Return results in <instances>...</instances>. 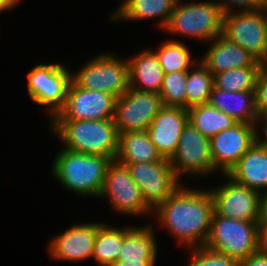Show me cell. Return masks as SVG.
<instances>
[{
  "label": "cell",
  "mask_w": 267,
  "mask_h": 266,
  "mask_svg": "<svg viewBox=\"0 0 267 266\" xmlns=\"http://www.w3.org/2000/svg\"><path fill=\"white\" fill-rule=\"evenodd\" d=\"M214 211L210 190L186 188L181 184L152 215L184 246L198 248L208 240Z\"/></svg>",
  "instance_id": "cell-1"
},
{
  "label": "cell",
  "mask_w": 267,
  "mask_h": 266,
  "mask_svg": "<svg viewBox=\"0 0 267 266\" xmlns=\"http://www.w3.org/2000/svg\"><path fill=\"white\" fill-rule=\"evenodd\" d=\"M50 124L58 139L64 143L63 148L116 160L119 133L113 119L52 120Z\"/></svg>",
  "instance_id": "cell-2"
},
{
  "label": "cell",
  "mask_w": 267,
  "mask_h": 266,
  "mask_svg": "<svg viewBox=\"0 0 267 266\" xmlns=\"http://www.w3.org/2000/svg\"><path fill=\"white\" fill-rule=\"evenodd\" d=\"M112 159L62 147L52 164V176L67 190L82 196H100Z\"/></svg>",
  "instance_id": "cell-3"
},
{
  "label": "cell",
  "mask_w": 267,
  "mask_h": 266,
  "mask_svg": "<svg viewBox=\"0 0 267 266\" xmlns=\"http://www.w3.org/2000/svg\"><path fill=\"white\" fill-rule=\"evenodd\" d=\"M204 246L240 263L259 250L258 221H239L214 211Z\"/></svg>",
  "instance_id": "cell-4"
},
{
  "label": "cell",
  "mask_w": 267,
  "mask_h": 266,
  "mask_svg": "<svg viewBox=\"0 0 267 266\" xmlns=\"http://www.w3.org/2000/svg\"><path fill=\"white\" fill-rule=\"evenodd\" d=\"M180 1L177 0L163 30L169 34L171 32L188 38H197L207 43L222 34L223 13L214 2L210 0L181 4Z\"/></svg>",
  "instance_id": "cell-5"
},
{
  "label": "cell",
  "mask_w": 267,
  "mask_h": 266,
  "mask_svg": "<svg viewBox=\"0 0 267 266\" xmlns=\"http://www.w3.org/2000/svg\"><path fill=\"white\" fill-rule=\"evenodd\" d=\"M71 80L77 86L105 92L117 99L130 87L127 59L103 52L72 73Z\"/></svg>",
  "instance_id": "cell-6"
},
{
  "label": "cell",
  "mask_w": 267,
  "mask_h": 266,
  "mask_svg": "<svg viewBox=\"0 0 267 266\" xmlns=\"http://www.w3.org/2000/svg\"><path fill=\"white\" fill-rule=\"evenodd\" d=\"M72 72L61 63L38 64L27 74V91L36 105L47 107L52 119L63 108Z\"/></svg>",
  "instance_id": "cell-7"
},
{
  "label": "cell",
  "mask_w": 267,
  "mask_h": 266,
  "mask_svg": "<svg viewBox=\"0 0 267 266\" xmlns=\"http://www.w3.org/2000/svg\"><path fill=\"white\" fill-rule=\"evenodd\" d=\"M222 35L260 62L267 51L265 7L223 14Z\"/></svg>",
  "instance_id": "cell-8"
},
{
  "label": "cell",
  "mask_w": 267,
  "mask_h": 266,
  "mask_svg": "<svg viewBox=\"0 0 267 266\" xmlns=\"http://www.w3.org/2000/svg\"><path fill=\"white\" fill-rule=\"evenodd\" d=\"M127 165L131 177L140 188L145 204L154 211L180 185L169 159L156 162L121 163Z\"/></svg>",
  "instance_id": "cell-9"
},
{
  "label": "cell",
  "mask_w": 267,
  "mask_h": 266,
  "mask_svg": "<svg viewBox=\"0 0 267 266\" xmlns=\"http://www.w3.org/2000/svg\"><path fill=\"white\" fill-rule=\"evenodd\" d=\"M162 107L159 94L137 91L129 87L115 101L113 120L118 133L147 131Z\"/></svg>",
  "instance_id": "cell-10"
},
{
  "label": "cell",
  "mask_w": 267,
  "mask_h": 266,
  "mask_svg": "<svg viewBox=\"0 0 267 266\" xmlns=\"http://www.w3.org/2000/svg\"><path fill=\"white\" fill-rule=\"evenodd\" d=\"M99 197L107 198L112 209L122 214L138 216L153 212L145 204L141 190L133 181L127 165L117 160H112L109 164Z\"/></svg>",
  "instance_id": "cell-11"
},
{
  "label": "cell",
  "mask_w": 267,
  "mask_h": 266,
  "mask_svg": "<svg viewBox=\"0 0 267 266\" xmlns=\"http://www.w3.org/2000/svg\"><path fill=\"white\" fill-rule=\"evenodd\" d=\"M176 176H205L214 172L211 141L190 122L184 127L175 154L169 160ZM194 174V175H193Z\"/></svg>",
  "instance_id": "cell-12"
},
{
  "label": "cell",
  "mask_w": 267,
  "mask_h": 266,
  "mask_svg": "<svg viewBox=\"0 0 267 266\" xmlns=\"http://www.w3.org/2000/svg\"><path fill=\"white\" fill-rule=\"evenodd\" d=\"M116 98L105 92L77 86L72 80L63 108L52 120L113 119Z\"/></svg>",
  "instance_id": "cell-13"
},
{
  "label": "cell",
  "mask_w": 267,
  "mask_h": 266,
  "mask_svg": "<svg viewBox=\"0 0 267 266\" xmlns=\"http://www.w3.org/2000/svg\"><path fill=\"white\" fill-rule=\"evenodd\" d=\"M257 125L236 123L213 136L211 154L214 171L228 174L239 159L257 141Z\"/></svg>",
  "instance_id": "cell-14"
},
{
  "label": "cell",
  "mask_w": 267,
  "mask_h": 266,
  "mask_svg": "<svg viewBox=\"0 0 267 266\" xmlns=\"http://www.w3.org/2000/svg\"><path fill=\"white\" fill-rule=\"evenodd\" d=\"M223 186L210 190L215 211L226 218L239 221H258L260 193L238 184L227 174Z\"/></svg>",
  "instance_id": "cell-15"
},
{
  "label": "cell",
  "mask_w": 267,
  "mask_h": 266,
  "mask_svg": "<svg viewBox=\"0 0 267 266\" xmlns=\"http://www.w3.org/2000/svg\"><path fill=\"white\" fill-rule=\"evenodd\" d=\"M103 223L93 222L75 224L64 233L53 238L49 254L53 260L80 262L92 257L94 241L98 228Z\"/></svg>",
  "instance_id": "cell-16"
},
{
  "label": "cell",
  "mask_w": 267,
  "mask_h": 266,
  "mask_svg": "<svg viewBox=\"0 0 267 266\" xmlns=\"http://www.w3.org/2000/svg\"><path fill=\"white\" fill-rule=\"evenodd\" d=\"M189 122L188 110L163 106L148 127L147 133L162 158L171 159L179 138Z\"/></svg>",
  "instance_id": "cell-17"
},
{
  "label": "cell",
  "mask_w": 267,
  "mask_h": 266,
  "mask_svg": "<svg viewBox=\"0 0 267 266\" xmlns=\"http://www.w3.org/2000/svg\"><path fill=\"white\" fill-rule=\"evenodd\" d=\"M210 43L208 51L200 61L213 76L233 68L260 67V62L249 52L222 34Z\"/></svg>",
  "instance_id": "cell-18"
},
{
  "label": "cell",
  "mask_w": 267,
  "mask_h": 266,
  "mask_svg": "<svg viewBox=\"0 0 267 266\" xmlns=\"http://www.w3.org/2000/svg\"><path fill=\"white\" fill-rule=\"evenodd\" d=\"M127 62L130 88L142 92L160 93L164 72L154 50L145 49L127 59Z\"/></svg>",
  "instance_id": "cell-19"
},
{
  "label": "cell",
  "mask_w": 267,
  "mask_h": 266,
  "mask_svg": "<svg viewBox=\"0 0 267 266\" xmlns=\"http://www.w3.org/2000/svg\"><path fill=\"white\" fill-rule=\"evenodd\" d=\"M227 175L259 193L267 191V153L264 148L256 141Z\"/></svg>",
  "instance_id": "cell-20"
},
{
  "label": "cell",
  "mask_w": 267,
  "mask_h": 266,
  "mask_svg": "<svg viewBox=\"0 0 267 266\" xmlns=\"http://www.w3.org/2000/svg\"><path fill=\"white\" fill-rule=\"evenodd\" d=\"M232 117L237 123L256 125L260 116L256 109L255 91L230 92L213 86L208 102Z\"/></svg>",
  "instance_id": "cell-21"
},
{
  "label": "cell",
  "mask_w": 267,
  "mask_h": 266,
  "mask_svg": "<svg viewBox=\"0 0 267 266\" xmlns=\"http://www.w3.org/2000/svg\"><path fill=\"white\" fill-rule=\"evenodd\" d=\"M177 0H123L112 14L113 21L147 20L157 17V27L164 29L170 19Z\"/></svg>",
  "instance_id": "cell-22"
},
{
  "label": "cell",
  "mask_w": 267,
  "mask_h": 266,
  "mask_svg": "<svg viewBox=\"0 0 267 266\" xmlns=\"http://www.w3.org/2000/svg\"><path fill=\"white\" fill-rule=\"evenodd\" d=\"M151 225L146 227H124L123 247L118 261H156L157 241Z\"/></svg>",
  "instance_id": "cell-23"
},
{
  "label": "cell",
  "mask_w": 267,
  "mask_h": 266,
  "mask_svg": "<svg viewBox=\"0 0 267 266\" xmlns=\"http://www.w3.org/2000/svg\"><path fill=\"white\" fill-rule=\"evenodd\" d=\"M162 156L150 140L147 131L119 134L116 160L119 163H144L160 161Z\"/></svg>",
  "instance_id": "cell-24"
},
{
  "label": "cell",
  "mask_w": 267,
  "mask_h": 266,
  "mask_svg": "<svg viewBox=\"0 0 267 266\" xmlns=\"http://www.w3.org/2000/svg\"><path fill=\"white\" fill-rule=\"evenodd\" d=\"M187 110L189 122L208 139L237 123L228 114L219 111L209 103L195 105Z\"/></svg>",
  "instance_id": "cell-25"
},
{
  "label": "cell",
  "mask_w": 267,
  "mask_h": 266,
  "mask_svg": "<svg viewBox=\"0 0 267 266\" xmlns=\"http://www.w3.org/2000/svg\"><path fill=\"white\" fill-rule=\"evenodd\" d=\"M124 229L102 224L94 241L92 257L99 266H112L123 247Z\"/></svg>",
  "instance_id": "cell-26"
},
{
  "label": "cell",
  "mask_w": 267,
  "mask_h": 266,
  "mask_svg": "<svg viewBox=\"0 0 267 266\" xmlns=\"http://www.w3.org/2000/svg\"><path fill=\"white\" fill-rule=\"evenodd\" d=\"M196 67L187 71L186 95L187 109L209 102L210 94L214 86V76L208 68L199 60Z\"/></svg>",
  "instance_id": "cell-27"
},
{
  "label": "cell",
  "mask_w": 267,
  "mask_h": 266,
  "mask_svg": "<svg viewBox=\"0 0 267 266\" xmlns=\"http://www.w3.org/2000/svg\"><path fill=\"white\" fill-rule=\"evenodd\" d=\"M155 53L164 74L187 72L194 64L188 46L177 40L165 41Z\"/></svg>",
  "instance_id": "cell-28"
},
{
  "label": "cell",
  "mask_w": 267,
  "mask_h": 266,
  "mask_svg": "<svg viewBox=\"0 0 267 266\" xmlns=\"http://www.w3.org/2000/svg\"><path fill=\"white\" fill-rule=\"evenodd\" d=\"M260 67L233 68L214 75V86L223 91H255Z\"/></svg>",
  "instance_id": "cell-29"
},
{
  "label": "cell",
  "mask_w": 267,
  "mask_h": 266,
  "mask_svg": "<svg viewBox=\"0 0 267 266\" xmlns=\"http://www.w3.org/2000/svg\"><path fill=\"white\" fill-rule=\"evenodd\" d=\"M187 72L164 74L163 86L159 93L163 106L187 109Z\"/></svg>",
  "instance_id": "cell-30"
},
{
  "label": "cell",
  "mask_w": 267,
  "mask_h": 266,
  "mask_svg": "<svg viewBox=\"0 0 267 266\" xmlns=\"http://www.w3.org/2000/svg\"><path fill=\"white\" fill-rule=\"evenodd\" d=\"M192 255L188 266H239L236 260L210 250L205 246L191 249Z\"/></svg>",
  "instance_id": "cell-31"
},
{
  "label": "cell",
  "mask_w": 267,
  "mask_h": 266,
  "mask_svg": "<svg viewBox=\"0 0 267 266\" xmlns=\"http://www.w3.org/2000/svg\"><path fill=\"white\" fill-rule=\"evenodd\" d=\"M223 14L232 13L239 7V11H252L265 7L267 0H221L214 2ZM235 7V8H234Z\"/></svg>",
  "instance_id": "cell-32"
},
{
  "label": "cell",
  "mask_w": 267,
  "mask_h": 266,
  "mask_svg": "<svg viewBox=\"0 0 267 266\" xmlns=\"http://www.w3.org/2000/svg\"><path fill=\"white\" fill-rule=\"evenodd\" d=\"M256 109L261 117L267 111V73L259 69L255 83Z\"/></svg>",
  "instance_id": "cell-33"
},
{
  "label": "cell",
  "mask_w": 267,
  "mask_h": 266,
  "mask_svg": "<svg viewBox=\"0 0 267 266\" xmlns=\"http://www.w3.org/2000/svg\"><path fill=\"white\" fill-rule=\"evenodd\" d=\"M239 266H267V251L259 249L241 261Z\"/></svg>",
  "instance_id": "cell-34"
},
{
  "label": "cell",
  "mask_w": 267,
  "mask_h": 266,
  "mask_svg": "<svg viewBox=\"0 0 267 266\" xmlns=\"http://www.w3.org/2000/svg\"><path fill=\"white\" fill-rule=\"evenodd\" d=\"M259 249L267 251V219H258Z\"/></svg>",
  "instance_id": "cell-35"
},
{
  "label": "cell",
  "mask_w": 267,
  "mask_h": 266,
  "mask_svg": "<svg viewBox=\"0 0 267 266\" xmlns=\"http://www.w3.org/2000/svg\"><path fill=\"white\" fill-rule=\"evenodd\" d=\"M258 219H267V191L259 196V216Z\"/></svg>",
  "instance_id": "cell-36"
},
{
  "label": "cell",
  "mask_w": 267,
  "mask_h": 266,
  "mask_svg": "<svg viewBox=\"0 0 267 266\" xmlns=\"http://www.w3.org/2000/svg\"><path fill=\"white\" fill-rule=\"evenodd\" d=\"M156 261L126 262L117 261L112 266H155Z\"/></svg>",
  "instance_id": "cell-37"
},
{
  "label": "cell",
  "mask_w": 267,
  "mask_h": 266,
  "mask_svg": "<svg viewBox=\"0 0 267 266\" xmlns=\"http://www.w3.org/2000/svg\"><path fill=\"white\" fill-rule=\"evenodd\" d=\"M19 2H21V0H0V13L12 10Z\"/></svg>",
  "instance_id": "cell-38"
},
{
  "label": "cell",
  "mask_w": 267,
  "mask_h": 266,
  "mask_svg": "<svg viewBox=\"0 0 267 266\" xmlns=\"http://www.w3.org/2000/svg\"><path fill=\"white\" fill-rule=\"evenodd\" d=\"M260 130H262V134H263L262 137L264 136V139H260L261 135H260V132L258 131L257 142H267V123H264Z\"/></svg>",
  "instance_id": "cell-39"
},
{
  "label": "cell",
  "mask_w": 267,
  "mask_h": 266,
  "mask_svg": "<svg viewBox=\"0 0 267 266\" xmlns=\"http://www.w3.org/2000/svg\"><path fill=\"white\" fill-rule=\"evenodd\" d=\"M260 69L267 73V51L264 58L260 61Z\"/></svg>",
  "instance_id": "cell-40"
},
{
  "label": "cell",
  "mask_w": 267,
  "mask_h": 266,
  "mask_svg": "<svg viewBox=\"0 0 267 266\" xmlns=\"http://www.w3.org/2000/svg\"><path fill=\"white\" fill-rule=\"evenodd\" d=\"M267 123V111L260 117L259 123Z\"/></svg>",
  "instance_id": "cell-41"
},
{
  "label": "cell",
  "mask_w": 267,
  "mask_h": 266,
  "mask_svg": "<svg viewBox=\"0 0 267 266\" xmlns=\"http://www.w3.org/2000/svg\"><path fill=\"white\" fill-rule=\"evenodd\" d=\"M258 143L264 148V150L267 153V142H258Z\"/></svg>",
  "instance_id": "cell-42"
},
{
  "label": "cell",
  "mask_w": 267,
  "mask_h": 266,
  "mask_svg": "<svg viewBox=\"0 0 267 266\" xmlns=\"http://www.w3.org/2000/svg\"><path fill=\"white\" fill-rule=\"evenodd\" d=\"M265 19H266V24H267V3L265 4Z\"/></svg>",
  "instance_id": "cell-43"
}]
</instances>
